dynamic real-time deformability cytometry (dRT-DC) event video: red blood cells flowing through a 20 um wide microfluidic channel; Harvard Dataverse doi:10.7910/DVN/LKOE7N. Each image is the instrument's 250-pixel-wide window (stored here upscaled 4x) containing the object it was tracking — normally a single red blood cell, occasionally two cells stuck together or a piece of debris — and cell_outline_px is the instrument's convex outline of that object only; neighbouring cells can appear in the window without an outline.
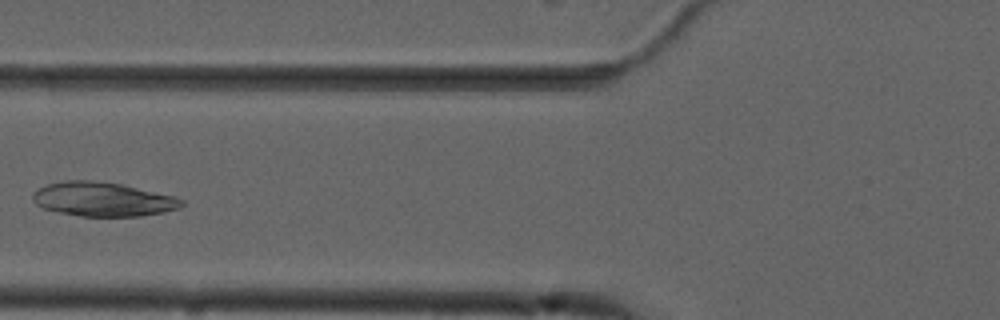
{"species": "common noctule bat (a hibernating species)", "species_latin": "Nyctalus noctula", "temperature_condition": "cold", "stored_images_in_passage": 7, "camera_frame_rate_fps": 3000, "um_per_image_px": 0.085, "animal": {"sex": "male", "forearm_length_mm": 52.5}, "frame": {"image": 1, "passage_image": 6, "time_ms": 6.333, "image_size_px": [1000, 320], "cell_outline_px": [[184, 204], [180, 208], [164, 212], [140, 216], [80, 216], [60, 212], [44, 208], [36, 204], [32, 200], [32, 196], [40, 188], [48, 184], [64, 180], [92, 180], [120, 184], [176, 196], [184, 200]], "centroid_in_image_um": [8.78, 16.94], "position_along_channel_um": 117.0, "area_um2": 29.48}}
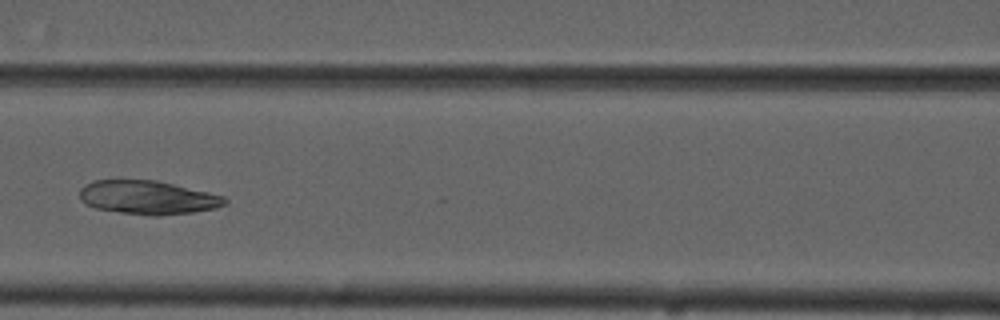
{"frame": {"image": 2, "passage_image": 7, "time_ms": 7.333, "image_size_px": [1000, 320], "cell_outline_px": [[228, 204], [216, 208], [192, 212], [160, 216], [152, 216], [120, 212], [96, 208], [80, 200], [80, 188], [84, 184], [96, 180], [156, 180], [224, 196], [228, 200]], "centroid_in_image_um": [12.58, 16.79], "position_along_channel_um": 154.0, "area_um2": 28.44}}